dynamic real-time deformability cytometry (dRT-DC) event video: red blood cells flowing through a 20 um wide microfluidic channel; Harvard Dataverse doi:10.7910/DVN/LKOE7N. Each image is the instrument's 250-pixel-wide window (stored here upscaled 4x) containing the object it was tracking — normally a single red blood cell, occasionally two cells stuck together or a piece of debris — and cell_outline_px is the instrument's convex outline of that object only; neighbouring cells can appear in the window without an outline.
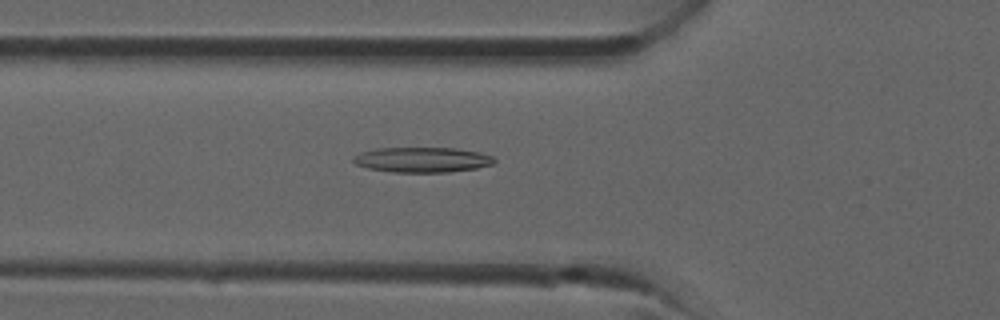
{"species": "common noctule bat (a hibernating species)", "species_latin": "Nyctalus noctula", "temperature_condition": "room temperature", "stored_images_in_passage": 27, "camera_frame_rate_fps": 3000, "um_per_image_px": 0.085, "animal": {"sex": "male", "forearm_length_mm": 52.5}, "frame": {"image": 1, "passage_image": 3, "time_ms": 0.667, "image_size_px": [1000, 320], "cell_outline_px": [[496, 160], [492, 164], [476, 168], [448, 172], [392, 172], [368, 168], [356, 164], [352, 160], [352, 156], [360, 152], [376, 148], [456, 148], [480, 152], [492, 156]], "centroid_in_image_um": [35.87, 13.57], "position_along_channel_um": 89.9, "area_um2": 20.69}}
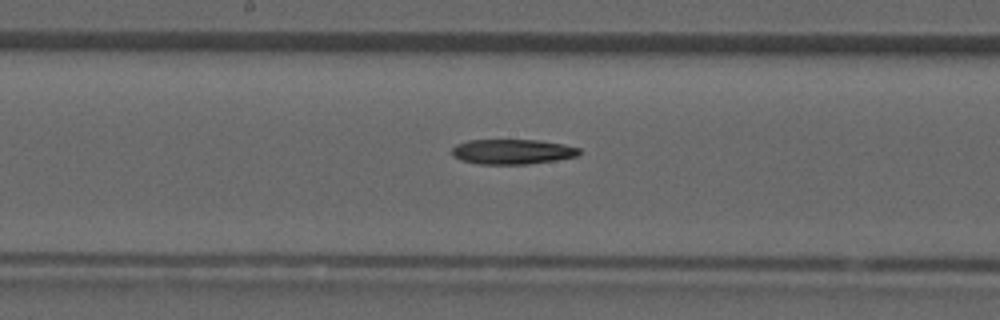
{"frame": {"image": 2, "passage_image": 9, "time_ms": 2.667, "image_size_px": [1000, 320], "cell_outline_px": [[580, 156], [556, 160], [528, 164], [480, 164], [460, 160], [452, 156], [452, 148], [456, 144], [468, 140], [540, 140], [564, 144], [580, 148]], "centroid_in_image_um": [43.56, 12.89], "position_along_channel_um": 204.6, "area_um2": 18.73}}
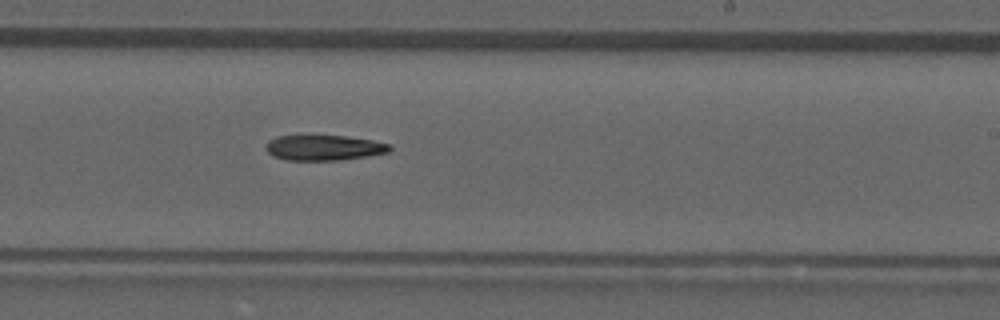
{"frame": {"image": 3, "passage_image": 12, "time_ms": 3.667, "image_size_px": [1000, 320], "cell_outline_px": [[392, 148], [388, 152], [340, 160], [284, 160], [272, 156], [264, 148], [268, 140], [276, 136], [344, 136], [372, 140], [388, 144]], "centroid_in_image_um": [27.46, 12.56], "position_along_channel_um": 261.5, "area_um2": 18.15}}